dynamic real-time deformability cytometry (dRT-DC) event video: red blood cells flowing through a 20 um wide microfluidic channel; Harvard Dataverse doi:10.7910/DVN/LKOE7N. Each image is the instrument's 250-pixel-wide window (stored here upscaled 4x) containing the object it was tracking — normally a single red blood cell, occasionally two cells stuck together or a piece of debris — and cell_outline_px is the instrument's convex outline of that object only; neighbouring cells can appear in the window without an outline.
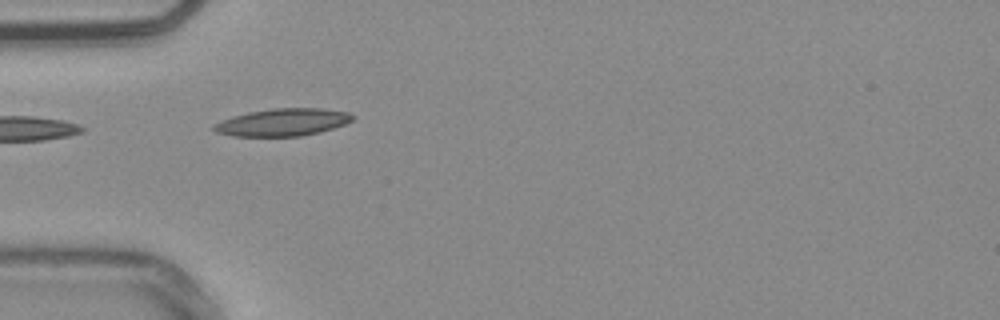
{"species": "common noctule bat (a hibernating species)", "species_latin": "Nyctalus noctula", "temperature_condition": "warm", "stored_images_in_passage": 6, "camera_frame_rate_fps": 3000, "um_per_image_px": 0.085, "animal": {"sex": "male", "body_mass_g": 20.4}, "frame": {"image": 1, "passage_image": 1, "time_ms": 0.0, "image_size_px": [1000, 320], "cell_outline_px": [[356, 116], [352, 120], [344, 124], [320, 132], [300, 136], [232, 136], [216, 132], [212, 128], [212, 124], [232, 116], [248, 112], [272, 108], [324, 108], [348, 112]], "centroid_in_image_um": [24.02, 10.38], "position_along_channel_um": 61.0, "area_um2": 22.25}}